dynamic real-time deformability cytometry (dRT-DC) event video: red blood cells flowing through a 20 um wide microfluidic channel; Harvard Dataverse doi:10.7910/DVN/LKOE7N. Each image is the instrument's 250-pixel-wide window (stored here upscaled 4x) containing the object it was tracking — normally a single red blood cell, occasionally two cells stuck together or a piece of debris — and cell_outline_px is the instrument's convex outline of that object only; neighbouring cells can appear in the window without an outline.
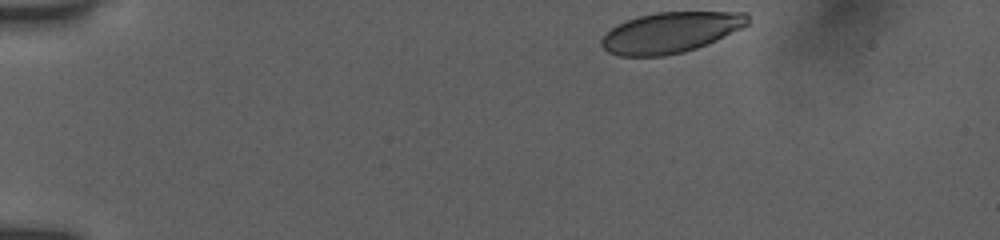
{"species": "human", "species_latin": "Homo sapiens", "temperature_condition": "room temperature", "stored_images_in_passage": 40, "camera_frame_rate_fps": 3000, "um_per_image_px": 0.085, "donor": {"sex": "female"}, "frame": {"image": 1, "passage_image": 1, "time_ms": 0.0, "image_size_px": [1000, 240], "cell_outline_px": [[748, 24], [716, 40], [696, 48], [684, 52], [664, 56], [620, 56], [608, 52], [600, 44], [600, 40], [612, 28], [628, 20], [640, 16], [656, 12], [748, 12]], "centroid_in_image_um": [56.99, 2.76], "position_along_channel_um": 28.0, "area_um2": 34.28}}
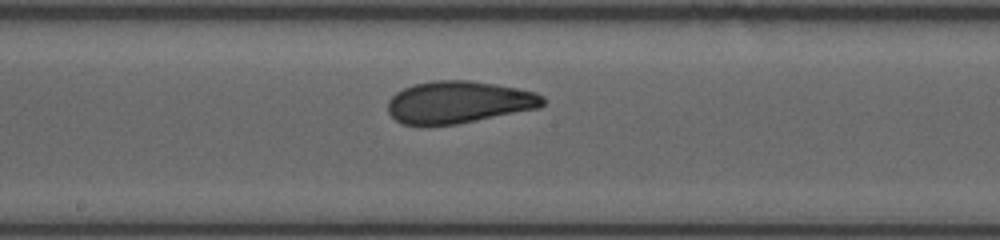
{"frame": {"image": 2, "passage_image": 22, "time_ms": 7.0, "image_size_px": [1000, 240], "cell_outline_px": [[544, 104], [540, 108], [456, 124], [428, 128], [420, 128], [400, 124], [388, 112], [388, 100], [396, 92], [404, 88], [416, 84], [432, 80], [468, 80], [516, 88], [536, 92], [544, 96]], "centroid_in_image_um": [38.93, 8.73], "position_along_channel_um": 209.3, "area_um2": 38.73}}
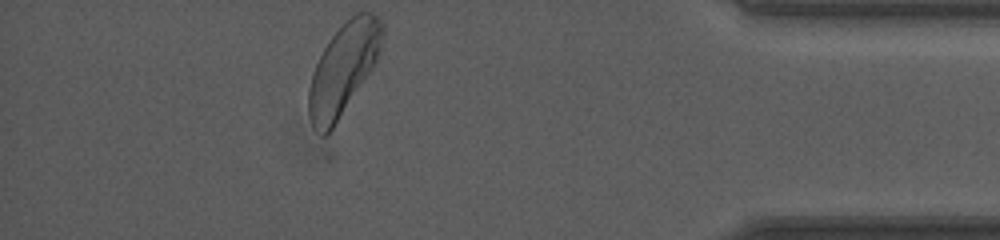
{"frame": {"image": 3, "passage_image": 40, "time_ms": 13.0, "image_size_px": [1000, 240], "cell_outline_px": [[384, 36], [380, 56], [332, 128], [324, 136], [312, 124], [308, 112], [308, 88], [312, 72], [324, 48], [332, 36], [356, 12], [372, 12], [384, 24]], "centroid_in_image_um": [29.21, 5.81], "position_along_channel_um": 406.0, "area_um2": 38.49}, "authors_computed_cell_mechanics": {"area_um2": 38.0035, "velocity_mm_per_s": 3.8848, "shape_relaxation_time_tau1_ms": 3.2234, "shape_relaxation_time_tau2_ms": 0.8867, "deformation_change_tau1": 0.1247, "deformation_change_tau2": 0.0583}}